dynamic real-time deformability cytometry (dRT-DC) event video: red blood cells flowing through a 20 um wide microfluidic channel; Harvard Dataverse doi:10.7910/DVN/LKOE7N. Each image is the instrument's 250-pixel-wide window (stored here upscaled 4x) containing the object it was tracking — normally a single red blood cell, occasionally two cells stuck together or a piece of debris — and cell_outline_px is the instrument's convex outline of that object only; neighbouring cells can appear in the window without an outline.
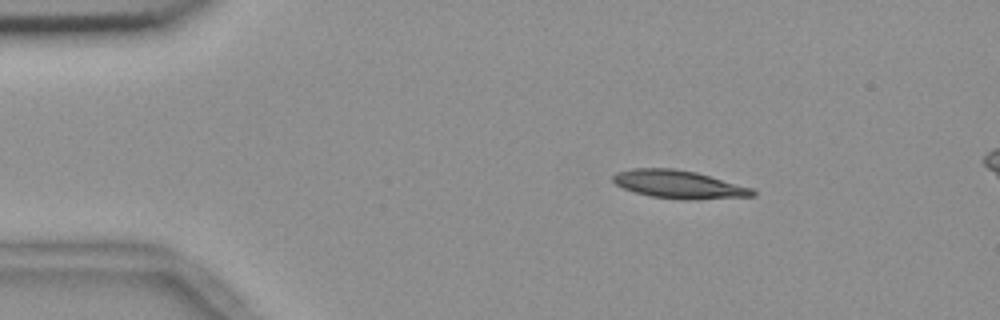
{"species": "common noctule bat (a hibernating species)", "species_latin": "Nyctalus noctula", "temperature_condition": "room temperature", "stored_images_in_passage": 3, "camera_frame_rate_fps": 3000, "um_per_image_px": 0.085, "animal": {"sex": "female", "body_mass_g": 18.4}, "frame": {"image": 1, "passage_image": 1, "time_ms": 0.0, "image_size_px": [1000, 320], "cell_outline_px": [[756, 196], [696, 200], [684, 200], [652, 196], [636, 192], [624, 188], [616, 184], [612, 180], [612, 176], [616, 172], [632, 168], [672, 168], [696, 172], [752, 188], [756, 192]], "centroid_in_image_um": [57.71, 15.67], "position_along_channel_um": 27.3, "area_um2": 22.83}}
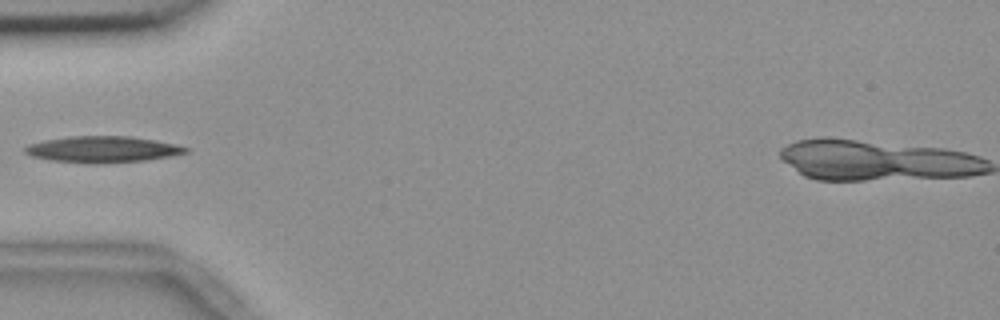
{"frame": {"image": 2, "passage_image": 3, "time_ms": 0.667, "image_size_px": [1000, 320], "cell_outline_px": [[188, 152], [148, 160], [96, 164], [92, 164], [52, 160], [32, 156], [24, 152], [24, 148], [28, 144], [44, 140], [72, 136], [132, 136], [156, 140], [176, 144], [188, 148]], "centroid_in_image_um": [8.72, 12.69], "position_along_channel_um": 76.3, "area_um2": 24.62}}